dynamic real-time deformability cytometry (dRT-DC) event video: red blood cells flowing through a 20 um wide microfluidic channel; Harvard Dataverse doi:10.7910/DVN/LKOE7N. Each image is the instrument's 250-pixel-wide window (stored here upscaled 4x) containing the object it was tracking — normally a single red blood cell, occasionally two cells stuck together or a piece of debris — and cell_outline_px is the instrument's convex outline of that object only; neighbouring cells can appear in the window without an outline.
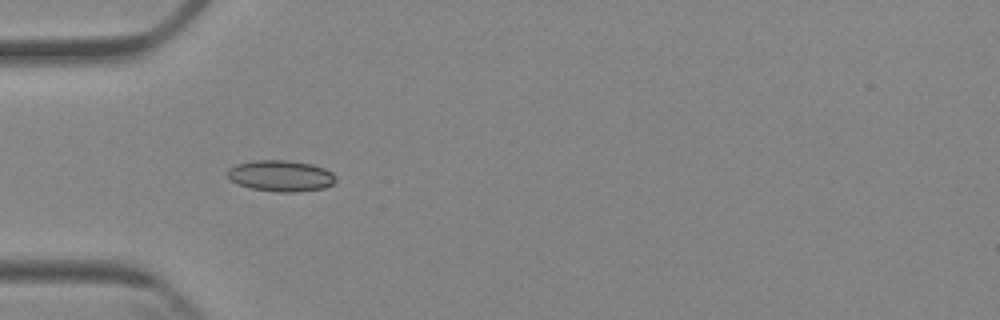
{"species": "Egyptian fruit bat (a non-hibernating species)", "species_latin": "Rousettus aegyptiacus", "temperature_condition": "cold", "stored_images_in_passage": 5, "camera_frame_rate_fps": 3000, "um_per_image_px": 0.085, "animal": {"sex": "female"}, "frame": {"image": 1, "passage_image": 4, "time_ms": 4.333, "image_size_px": [1000, 320], "cell_outline_px": [[336, 180], [332, 184], [324, 188], [296, 192], [280, 192], [252, 188], [240, 184], [232, 180], [228, 176], [228, 168], [236, 164], [252, 160], [288, 160], [312, 164], [324, 168], [332, 172], [336, 176]], "centroid_in_image_um": [23.9, 14.93], "position_along_channel_um": 61.1, "area_um2": 19.59}}
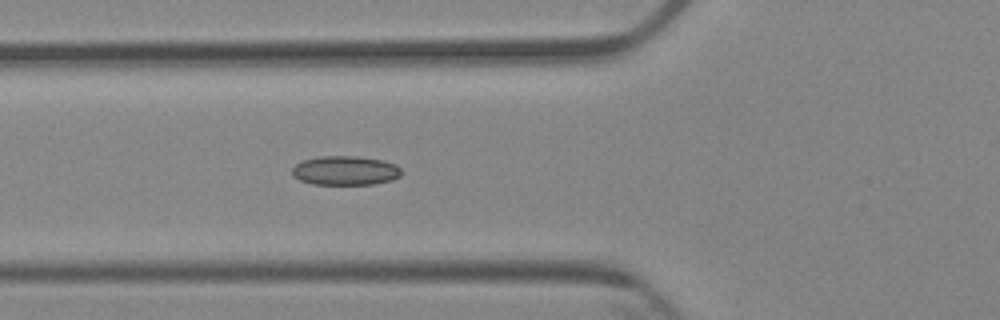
{"frame": {"image": 2, "passage_image": 5, "time_ms": 5.333, "image_size_px": [1000, 320], "cell_outline_px": [[400, 176], [392, 180], [372, 184], [312, 184], [300, 180], [292, 176], [292, 168], [296, 164], [304, 160], [320, 156], [356, 156], [384, 160], [396, 164], [400, 168]], "centroid_in_image_um": [29.34, 14.49], "position_along_channel_um": 96.5, "area_um2": 18.61}}